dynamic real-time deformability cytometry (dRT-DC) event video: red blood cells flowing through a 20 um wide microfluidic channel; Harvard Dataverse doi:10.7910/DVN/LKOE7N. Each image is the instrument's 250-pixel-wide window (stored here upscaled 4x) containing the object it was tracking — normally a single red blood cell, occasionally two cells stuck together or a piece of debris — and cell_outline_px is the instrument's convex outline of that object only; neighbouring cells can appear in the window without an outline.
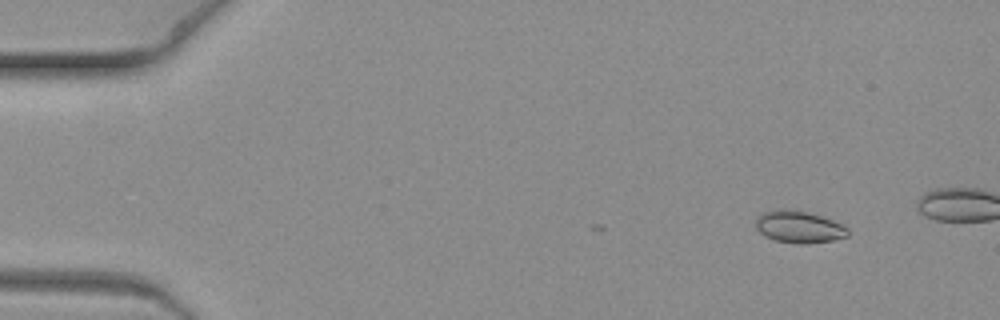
{"species": "common noctule bat (a hibernating species)", "species_latin": "Nyctalus noctula", "temperature_condition": "warm", "stored_images_in_passage": 6, "camera_frame_rate_fps": 3000, "um_per_image_px": 0.085, "animal": {"sex": "female", "body_mass_g": 19.3, "forearm_length_mm": 54.1}, "frame": {"image": 1, "passage_image": 2, "time_ms": 0.333, "image_size_px": [1000, 320], "cell_outline_px": [[848, 236], [832, 240], [808, 244], [796, 244], [776, 240], [764, 236], [756, 228], [756, 216], [764, 212], [780, 208], [784, 208], [808, 212], [832, 220], [848, 228]], "centroid_in_image_um": [67.88, 19.28], "position_along_channel_um": 17.1, "area_um2": 17.22}}